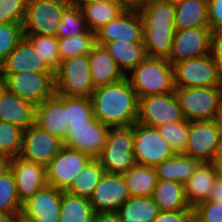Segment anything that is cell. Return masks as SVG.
I'll return each instance as SVG.
<instances>
[{
  "label": "cell",
  "mask_w": 222,
  "mask_h": 222,
  "mask_svg": "<svg viewBox=\"0 0 222 222\" xmlns=\"http://www.w3.org/2000/svg\"><path fill=\"white\" fill-rule=\"evenodd\" d=\"M55 73L32 43L24 37L0 65V74L19 72Z\"/></svg>",
  "instance_id": "7402d4cb"
},
{
  "label": "cell",
  "mask_w": 222,
  "mask_h": 222,
  "mask_svg": "<svg viewBox=\"0 0 222 222\" xmlns=\"http://www.w3.org/2000/svg\"><path fill=\"white\" fill-rule=\"evenodd\" d=\"M160 135L170 144L175 154H184L189 137V121L183 120L157 128Z\"/></svg>",
  "instance_id": "74e56055"
},
{
  "label": "cell",
  "mask_w": 222,
  "mask_h": 222,
  "mask_svg": "<svg viewBox=\"0 0 222 222\" xmlns=\"http://www.w3.org/2000/svg\"><path fill=\"white\" fill-rule=\"evenodd\" d=\"M123 222H152L159 213L150 197H130L117 211Z\"/></svg>",
  "instance_id": "1f68e13d"
},
{
  "label": "cell",
  "mask_w": 222,
  "mask_h": 222,
  "mask_svg": "<svg viewBox=\"0 0 222 222\" xmlns=\"http://www.w3.org/2000/svg\"><path fill=\"white\" fill-rule=\"evenodd\" d=\"M200 161L184 154H175L154 168L158 179L185 183L194 173Z\"/></svg>",
  "instance_id": "f1b7e54d"
},
{
  "label": "cell",
  "mask_w": 222,
  "mask_h": 222,
  "mask_svg": "<svg viewBox=\"0 0 222 222\" xmlns=\"http://www.w3.org/2000/svg\"><path fill=\"white\" fill-rule=\"evenodd\" d=\"M109 129L96 118L86 123H69L63 145L91 158H98L104 149Z\"/></svg>",
  "instance_id": "5bb4252c"
},
{
  "label": "cell",
  "mask_w": 222,
  "mask_h": 222,
  "mask_svg": "<svg viewBox=\"0 0 222 222\" xmlns=\"http://www.w3.org/2000/svg\"><path fill=\"white\" fill-rule=\"evenodd\" d=\"M36 106L8 91L0 94V121L15 125L23 130L35 123Z\"/></svg>",
  "instance_id": "603a6c76"
},
{
  "label": "cell",
  "mask_w": 222,
  "mask_h": 222,
  "mask_svg": "<svg viewBox=\"0 0 222 222\" xmlns=\"http://www.w3.org/2000/svg\"><path fill=\"white\" fill-rule=\"evenodd\" d=\"M194 210L159 211L152 222H189Z\"/></svg>",
  "instance_id": "bcb514c9"
},
{
  "label": "cell",
  "mask_w": 222,
  "mask_h": 222,
  "mask_svg": "<svg viewBox=\"0 0 222 222\" xmlns=\"http://www.w3.org/2000/svg\"><path fill=\"white\" fill-rule=\"evenodd\" d=\"M130 72L125 77L139 98L175 91L173 66L168 59L146 57Z\"/></svg>",
  "instance_id": "3957f363"
},
{
  "label": "cell",
  "mask_w": 222,
  "mask_h": 222,
  "mask_svg": "<svg viewBox=\"0 0 222 222\" xmlns=\"http://www.w3.org/2000/svg\"><path fill=\"white\" fill-rule=\"evenodd\" d=\"M90 159V156L63 145L46 166L47 184L67 191Z\"/></svg>",
  "instance_id": "7c38bea8"
},
{
  "label": "cell",
  "mask_w": 222,
  "mask_h": 222,
  "mask_svg": "<svg viewBox=\"0 0 222 222\" xmlns=\"http://www.w3.org/2000/svg\"><path fill=\"white\" fill-rule=\"evenodd\" d=\"M8 168L13 173L21 203L48 185L46 167L41 164L17 156L9 159Z\"/></svg>",
  "instance_id": "d6986e66"
},
{
  "label": "cell",
  "mask_w": 222,
  "mask_h": 222,
  "mask_svg": "<svg viewBox=\"0 0 222 222\" xmlns=\"http://www.w3.org/2000/svg\"><path fill=\"white\" fill-rule=\"evenodd\" d=\"M96 44L115 41L143 42V23L138 8H126L95 33Z\"/></svg>",
  "instance_id": "9a60e30c"
},
{
  "label": "cell",
  "mask_w": 222,
  "mask_h": 222,
  "mask_svg": "<svg viewBox=\"0 0 222 222\" xmlns=\"http://www.w3.org/2000/svg\"><path fill=\"white\" fill-rule=\"evenodd\" d=\"M23 132L15 125L0 121V154L8 159L17 157L22 146Z\"/></svg>",
  "instance_id": "f35d334b"
},
{
  "label": "cell",
  "mask_w": 222,
  "mask_h": 222,
  "mask_svg": "<svg viewBox=\"0 0 222 222\" xmlns=\"http://www.w3.org/2000/svg\"><path fill=\"white\" fill-rule=\"evenodd\" d=\"M104 46L124 75L147 57L143 42L115 41Z\"/></svg>",
  "instance_id": "83f0119b"
},
{
  "label": "cell",
  "mask_w": 222,
  "mask_h": 222,
  "mask_svg": "<svg viewBox=\"0 0 222 222\" xmlns=\"http://www.w3.org/2000/svg\"><path fill=\"white\" fill-rule=\"evenodd\" d=\"M216 121L219 125L220 133H221V139H222V104L220 106V110H219V113L217 115Z\"/></svg>",
  "instance_id": "9f6ffc18"
},
{
  "label": "cell",
  "mask_w": 222,
  "mask_h": 222,
  "mask_svg": "<svg viewBox=\"0 0 222 222\" xmlns=\"http://www.w3.org/2000/svg\"><path fill=\"white\" fill-rule=\"evenodd\" d=\"M62 192L47 185L22 203L21 214L34 222H59Z\"/></svg>",
  "instance_id": "ffe728a7"
},
{
  "label": "cell",
  "mask_w": 222,
  "mask_h": 222,
  "mask_svg": "<svg viewBox=\"0 0 222 222\" xmlns=\"http://www.w3.org/2000/svg\"><path fill=\"white\" fill-rule=\"evenodd\" d=\"M24 37L22 23L0 24V65Z\"/></svg>",
  "instance_id": "60d3db41"
},
{
  "label": "cell",
  "mask_w": 222,
  "mask_h": 222,
  "mask_svg": "<svg viewBox=\"0 0 222 222\" xmlns=\"http://www.w3.org/2000/svg\"><path fill=\"white\" fill-rule=\"evenodd\" d=\"M175 94L186 120H216L222 104V86L175 88Z\"/></svg>",
  "instance_id": "5b68a950"
},
{
  "label": "cell",
  "mask_w": 222,
  "mask_h": 222,
  "mask_svg": "<svg viewBox=\"0 0 222 222\" xmlns=\"http://www.w3.org/2000/svg\"><path fill=\"white\" fill-rule=\"evenodd\" d=\"M127 8H139L145 3V0H121Z\"/></svg>",
  "instance_id": "f5cc1de1"
},
{
  "label": "cell",
  "mask_w": 222,
  "mask_h": 222,
  "mask_svg": "<svg viewBox=\"0 0 222 222\" xmlns=\"http://www.w3.org/2000/svg\"><path fill=\"white\" fill-rule=\"evenodd\" d=\"M70 4V0H28L24 35L56 36L62 14Z\"/></svg>",
  "instance_id": "52a82bcc"
},
{
  "label": "cell",
  "mask_w": 222,
  "mask_h": 222,
  "mask_svg": "<svg viewBox=\"0 0 222 222\" xmlns=\"http://www.w3.org/2000/svg\"><path fill=\"white\" fill-rule=\"evenodd\" d=\"M130 197L123 175L105 172L89 201L95 213L117 212Z\"/></svg>",
  "instance_id": "ac0fdd59"
},
{
  "label": "cell",
  "mask_w": 222,
  "mask_h": 222,
  "mask_svg": "<svg viewBox=\"0 0 222 222\" xmlns=\"http://www.w3.org/2000/svg\"><path fill=\"white\" fill-rule=\"evenodd\" d=\"M143 43L149 58L168 59L175 33V6L166 0H149L139 8Z\"/></svg>",
  "instance_id": "7a4b0ae2"
},
{
  "label": "cell",
  "mask_w": 222,
  "mask_h": 222,
  "mask_svg": "<svg viewBox=\"0 0 222 222\" xmlns=\"http://www.w3.org/2000/svg\"><path fill=\"white\" fill-rule=\"evenodd\" d=\"M4 89H5V82H4V79L0 77V94L2 93Z\"/></svg>",
  "instance_id": "680465c9"
},
{
  "label": "cell",
  "mask_w": 222,
  "mask_h": 222,
  "mask_svg": "<svg viewBox=\"0 0 222 222\" xmlns=\"http://www.w3.org/2000/svg\"><path fill=\"white\" fill-rule=\"evenodd\" d=\"M22 203L18 198L17 186L13 173L6 168L0 173V212L20 214Z\"/></svg>",
  "instance_id": "d590c367"
},
{
  "label": "cell",
  "mask_w": 222,
  "mask_h": 222,
  "mask_svg": "<svg viewBox=\"0 0 222 222\" xmlns=\"http://www.w3.org/2000/svg\"><path fill=\"white\" fill-rule=\"evenodd\" d=\"M217 176L211 162H200L190 178L184 183L186 200L190 207L207 201Z\"/></svg>",
  "instance_id": "d4e9b609"
},
{
  "label": "cell",
  "mask_w": 222,
  "mask_h": 222,
  "mask_svg": "<svg viewBox=\"0 0 222 222\" xmlns=\"http://www.w3.org/2000/svg\"><path fill=\"white\" fill-rule=\"evenodd\" d=\"M212 34L210 28L175 30L168 58L172 66L184 60L210 54Z\"/></svg>",
  "instance_id": "e0dca14e"
},
{
  "label": "cell",
  "mask_w": 222,
  "mask_h": 222,
  "mask_svg": "<svg viewBox=\"0 0 222 222\" xmlns=\"http://www.w3.org/2000/svg\"><path fill=\"white\" fill-rule=\"evenodd\" d=\"M189 222H202V221H200L195 215H193V217Z\"/></svg>",
  "instance_id": "91938a15"
},
{
  "label": "cell",
  "mask_w": 222,
  "mask_h": 222,
  "mask_svg": "<svg viewBox=\"0 0 222 222\" xmlns=\"http://www.w3.org/2000/svg\"><path fill=\"white\" fill-rule=\"evenodd\" d=\"M88 59L94 88L116 83L125 77L105 46L95 44Z\"/></svg>",
  "instance_id": "cb8c5ba5"
},
{
  "label": "cell",
  "mask_w": 222,
  "mask_h": 222,
  "mask_svg": "<svg viewBox=\"0 0 222 222\" xmlns=\"http://www.w3.org/2000/svg\"><path fill=\"white\" fill-rule=\"evenodd\" d=\"M8 161L9 159L5 155L0 154V173L8 168Z\"/></svg>",
  "instance_id": "11a10c76"
},
{
  "label": "cell",
  "mask_w": 222,
  "mask_h": 222,
  "mask_svg": "<svg viewBox=\"0 0 222 222\" xmlns=\"http://www.w3.org/2000/svg\"><path fill=\"white\" fill-rule=\"evenodd\" d=\"M94 89L88 55H77L61 61L55 71V93L90 98Z\"/></svg>",
  "instance_id": "8992f818"
},
{
  "label": "cell",
  "mask_w": 222,
  "mask_h": 222,
  "mask_svg": "<svg viewBox=\"0 0 222 222\" xmlns=\"http://www.w3.org/2000/svg\"><path fill=\"white\" fill-rule=\"evenodd\" d=\"M175 88L222 86L211 54L173 65Z\"/></svg>",
  "instance_id": "8fae6325"
},
{
  "label": "cell",
  "mask_w": 222,
  "mask_h": 222,
  "mask_svg": "<svg viewBox=\"0 0 222 222\" xmlns=\"http://www.w3.org/2000/svg\"><path fill=\"white\" fill-rule=\"evenodd\" d=\"M5 88L35 106L55 94V73L19 72L0 74Z\"/></svg>",
  "instance_id": "ba28073f"
},
{
  "label": "cell",
  "mask_w": 222,
  "mask_h": 222,
  "mask_svg": "<svg viewBox=\"0 0 222 222\" xmlns=\"http://www.w3.org/2000/svg\"><path fill=\"white\" fill-rule=\"evenodd\" d=\"M79 7L88 29L92 33H96L127 8L122 2H96L80 5Z\"/></svg>",
  "instance_id": "f546056e"
},
{
  "label": "cell",
  "mask_w": 222,
  "mask_h": 222,
  "mask_svg": "<svg viewBox=\"0 0 222 222\" xmlns=\"http://www.w3.org/2000/svg\"><path fill=\"white\" fill-rule=\"evenodd\" d=\"M209 27L215 32H222V0H208Z\"/></svg>",
  "instance_id": "f6af8a7d"
},
{
  "label": "cell",
  "mask_w": 222,
  "mask_h": 222,
  "mask_svg": "<svg viewBox=\"0 0 222 222\" xmlns=\"http://www.w3.org/2000/svg\"><path fill=\"white\" fill-rule=\"evenodd\" d=\"M208 201L217 202L222 201V181L217 179L214 187L211 190Z\"/></svg>",
  "instance_id": "681fc988"
},
{
  "label": "cell",
  "mask_w": 222,
  "mask_h": 222,
  "mask_svg": "<svg viewBox=\"0 0 222 222\" xmlns=\"http://www.w3.org/2000/svg\"><path fill=\"white\" fill-rule=\"evenodd\" d=\"M185 120L175 91L139 98L138 123L159 128Z\"/></svg>",
  "instance_id": "9c48e42d"
},
{
  "label": "cell",
  "mask_w": 222,
  "mask_h": 222,
  "mask_svg": "<svg viewBox=\"0 0 222 222\" xmlns=\"http://www.w3.org/2000/svg\"><path fill=\"white\" fill-rule=\"evenodd\" d=\"M175 6V30L210 28L208 0H181Z\"/></svg>",
  "instance_id": "484cf974"
},
{
  "label": "cell",
  "mask_w": 222,
  "mask_h": 222,
  "mask_svg": "<svg viewBox=\"0 0 222 222\" xmlns=\"http://www.w3.org/2000/svg\"><path fill=\"white\" fill-rule=\"evenodd\" d=\"M210 54L216 62L218 77L222 84V32L212 34Z\"/></svg>",
  "instance_id": "7dc6e473"
},
{
  "label": "cell",
  "mask_w": 222,
  "mask_h": 222,
  "mask_svg": "<svg viewBox=\"0 0 222 222\" xmlns=\"http://www.w3.org/2000/svg\"><path fill=\"white\" fill-rule=\"evenodd\" d=\"M134 132V156L136 163L155 167L175 155L170 144L160 135L157 128L141 123L132 125Z\"/></svg>",
  "instance_id": "30bf717a"
},
{
  "label": "cell",
  "mask_w": 222,
  "mask_h": 222,
  "mask_svg": "<svg viewBox=\"0 0 222 222\" xmlns=\"http://www.w3.org/2000/svg\"><path fill=\"white\" fill-rule=\"evenodd\" d=\"M159 211L194 210L188 204L184 184L158 179L151 195Z\"/></svg>",
  "instance_id": "4316f807"
},
{
  "label": "cell",
  "mask_w": 222,
  "mask_h": 222,
  "mask_svg": "<svg viewBox=\"0 0 222 222\" xmlns=\"http://www.w3.org/2000/svg\"><path fill=\"white\" fill-rule=\"evenodd\" d=\"M221 148V133L216 120L189 121V137L184 155L200 162H211Z\"/></svg>",
  "instance_id": "4fadbf2b"
},
{
  "label": "cell",
  "mask_w": 222,
  "mask_h": 222,
  "mask_svg": "<svg viewBox=\"0 0 222 222\" xmlns=\"http://www.w3.org/2000/svg\"><path fill=\"white\" fill-rule=\"evenodd\" d=\"M166 1H169V2L172 3V4H175V3H177V2H180L181 0H166Z\"/></svg>",
  "instance_id": "94428289"
},
{
  "label": "cell",
  "mask_w": 222,
  "mask_h": 222,
  "mask_svg": "<svg viewBox=\"0 0 222 222\" xmlns=\"http://www.w3.org/2000/svg\"><path fill=\"white\" fill-rule=\"evenodd\" d=\"M131 197H150L158 181L154 167L136 164L122 174Z\"/></svg>",
  "instance_id": "4dcf8cb0"
},
{
  "label": "cell",
  "mask_w": 222,
  "mask_h": 222,
  "mask_svg": "<svg viewBox=\"0 0 222 222\" xmlns=\"http://www.w3.org/2000/svg\"><path fill=\"white\" fill-rule=\"evenodd\" d=\"M62 146L60 139L34 123L23 132L22 146L18 156L46 167Z\"/></svg>",
  "instance_id": "2e32d148"
},
{
  "label": "cell",
  "mask_w": 222,
  "mask_h": 222,
  "mask_svg": "<svg viewBox=\"0 0 222 222\" xmlns=\"http://www.w3.org/2000/svg\"><path fill=\"white\" fill-rule=\"evenodd\" d=\"M95 119L90 98L67 96V125Z\"/></svg>",
  "instance_id": "b9f144b4"
},
{
  "label": "cell",
  "mask_w": 222,
  "mask_h": 222,
  "mask_svg": "<svg viewBox=\"0 0 222 222\" xmlns=\"http://www.w3.org/2000/svg\"><path fill=\"white\" fill-rule=\"evenodd\" d=\"M35 124L64 142L67 125V96L55 93L36 106Z\"/></svg>",
  "instance_id": "44dd1931"
},
{
  "label": "cell",
  "mask_w": 222,
  "mask_h": 222,
  "mask_svg": "<svg viewBox=\"0 0 222 222\" xmlns=\"http://www.w3.org/2000/svg\"><path fill=\"white\" fill-rule=\"evenodd\" d=\"M90 99L94 117L109 128L129 127L138 120L139 97L126 77L95 88Z\"/></svg>",
  "instance_id": "6da1fadb"
},
{
  "label": "cell",
  "mask_w": 222,
  "mask_h": 222,
  "mask_svg": "<svg viewBox=\"0 0 222 222\" xmlns=\"http://www.w3.org/2000/svg\"><path fill=\"white\" fill-rule=\"evenodd\" d=\"M94 214L89 199L62 192L59 222H92Z\"/></svg>",
  "instance_id": "d6a6232c"
},
{
  "label": "cell",
  "mask_w": 222,
  "mask_h": 222,
  "mask_svg": "<svg viewBox=\"0 0 222 222\" xmlns=\"http://www.w3.org/2000/svg\"><path fill=\"white\" fill-rule=\"evenodd\" d=\"M211 163L213 164L217 178L222 181V148L215 154Z\"/></svg>",
  "instance_id": "f907efd6"
},
{
  "label": "cell",
  "mask_w": 222,
  "mask_h": 222,
  "mask_svg": "<svg viewBox=\"0 0 222 222\" xmlns=\"http://www.w3.org/2000/svg\"><path fill=\"white\" fill-rule=\"evenodd\" d=\"M92 222H123L117 212L95 213Z\"/></svg>",
  "instance_id": "c3c4849f"
},
{
  "label": "cell",
  "mask_w": 222,
  "mask_h": 222,
  "mask_svg": "<svg viewBox=\"0 0 222 222\" xmlns=\"http://www.w3.org/2000/svg\"><path fill=\"white\" fill-rule=\"evenodd\" d=\"M28 0H0V24L22 23Z\"/></svg>",
  "instance_id": "7bdbcfd3"
},
{
  "label": "cell",
  "mask_w": 222,
  "mask_h": 222,
  "mask_svg": "<svg viewBox=\"0 0 222 222\" xmlns=\"http://www.w3.org/2000/svg\"><path fill=\"white\" fill-rule=\"evenodd\" d=\"M16 215L18 214L0 212V222H14Z\"/></svg>",
  "instance_id": "db71d44e"
},
{
  "label": "cell",
  "mask_w": 222,
  "mask_h": 222,
  "mask_svg": "<svg viewBox=\"0 0 222 222\" xmlns=\"http://www.w3.org/2000/svg\"><path fill=\"white\" fill-rule=\"evenodd\" d=\"M193 209L194 215L202 222H222V201H203Z\"/></svg>",
  "instance_id": "ee69618b"
},
{
  "label": "cell",
  "mask_w": 222,
  "mask_h": 222,
  "mask_svg": "<svg viewBox=\"0 0 222 222\" xmlns=\"http://www.w3.org/2000/svg\"><path fill=\"white\" fill-rule=\"evenodd\" d=\"M104 173V168L101 166L98 158H91L79 172L78 176H76L67 192L89 199Z\"/></svg>",
  "instance_id": "836d02e7"
},
{
  "label": "cell",
  "mask_w": 222,
  "mask_h": 222,
  "mask_svg": "<svg viewBox=\"0 0 222 222\" xmlns=\"http://www.w3.org/2000/svg\"><path fill=\"white\" fill-rule=\"evenodd\" d=\"M81 33H92L86 24L79 6L70 4L62 14V23L56 33L57 38L76 36Z\"/></svg>",
  "instance_id": "8d00e7d4"
},
{
  "label": "cell",
  "mask_w": 222,
  "mask_h": 222,
  "mask_svg": "<svg viewBox=\"0 0 222 222\" xmlns=\"http://www.w3.org/2000/svg\"><path fill=\"white\" fill-rule=\"evenodd\" d=\"M14 222H34V221L27 219L26 217H24L20 213V214L16 215V218H15Z\"/></svg>",
  "instance_id": "6f0895ef"
},
{
  "label": "cell",
  "mask_w": 222,
  "mask_h": 222,
  "mask_svg": "<svg viewBox=\"0 0 222 222\" xmlns=\"http://www.w3.org/2000/svg\"><path fill=\"white\" fill-rule=\"evenodd\" d=\"M98 160L106 173L124 174L135 166L137 163L134 156L132 126L110 128Z\"/></svg>",
  "instance_id": "277c9868"
},
{
  "label": "cell",
  "mask_w": 222,
  "mask_h": 222,
  "mask_svg": "<svg viewBox=\"0 0 222 222\" xmlns=\"http://www.w3.org/2000/svg\"><path fill=\"white\" fill-rule=\"evenodd\" d=\"M32 45L38 50L42 58L48 65L56 71L60 64V54L58 51V38L56 36L45 35H24Z\"/></svg>",
  "instance_id": "ab89813d"
},
{
  "label": "cell",
  "mask_w": 222,
  "mask_h": 222,
  "mask_svg": "<svg viewBox=\"0 0 222 222\" xmlns=\"http://www.w3.org/2000/svg\"><path fill=\"white\" fill-rule=\"evenodd\" d=\"M96 2H122L121 0H70V3L76 6L89 4V3H96Z\"/></svg>",
  "instance_id": "816d5d0a"
},
{
  "label": "cell",
  "mask_w": 222,
  "mask_h": 222,
  "mask_svg": "<svg viewBox=\"0 0 222 222\" xmlns=\"http://www.w3.org/2000/svg\"><path fill=\"white\" fill-rule=\"evenodd\" d=\"M95 44V33H81L76 36L58 38L60 59L62 61L77 55H88Z\"/></svg>",
  "instance_id": "e575fe53"
}]
</instances>
